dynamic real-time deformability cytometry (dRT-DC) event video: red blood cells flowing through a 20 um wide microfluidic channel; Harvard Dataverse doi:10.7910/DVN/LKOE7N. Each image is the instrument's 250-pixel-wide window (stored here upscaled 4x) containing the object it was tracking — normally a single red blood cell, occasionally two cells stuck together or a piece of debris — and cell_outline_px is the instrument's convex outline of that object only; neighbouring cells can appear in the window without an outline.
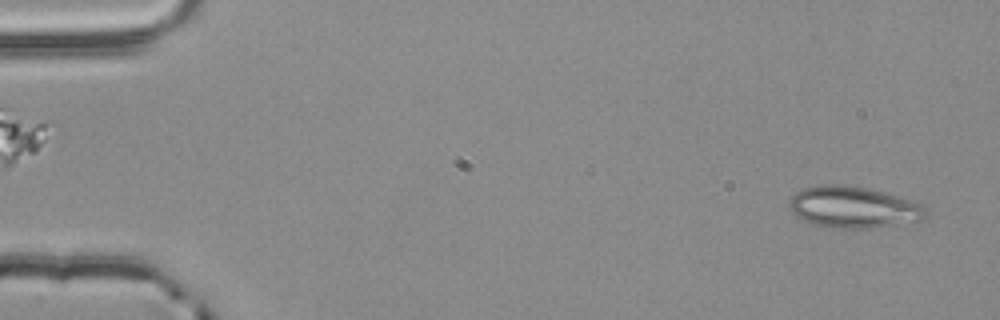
{"species": "common noctule bat (a hibernating species)", "species_latin": "Nyctalus noctula", "temperature_condition": "room temperature", "stored_images_in_passage": 53, "camera_frame_rate_fps": 3000, "um_per_image_px": 0.085, "animal": {"sex": "male", "body_mass_g": 20.4}, "frame": {"image": 1, "passage_image": 2, "time_ms": 0.333, "image_size_px": [1000, 320], "cell_outline_px": [[928, 216], [924, 220], [868, 228], [840, 228], [812, 224], [800, 220], [792, 212], [788, 204], [788, 200], [796, 192], [804, 188], [824, 184], [844, 184], [868, 188], [924, 204], [928, 212]], "centroid_in_image_um": [72.54, 17.61], "position_along_channel_um": 12.5, "area_um2": 33.18}}
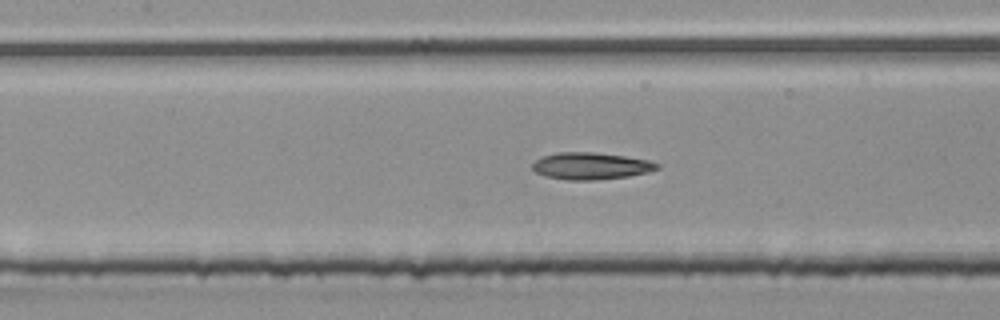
{"frame": {"image": 2, "passage_image": 24, "time_ms": 7.667, "image_size_px": [1000, 320], "cell_outline_px": [[660, 168], [648, 172], [628, 176], [592, 180], [568, 180], [544, 176], [536, 172], [532, 168], [532, 164], [540, 156], [556, 152], [592, 152], [624, 156], [648, 160], [660, 164]], "centroid_in_image_um": [50.19, 14.1], "position_along_channel_um": 157.2, "area_um2": 19.59}}
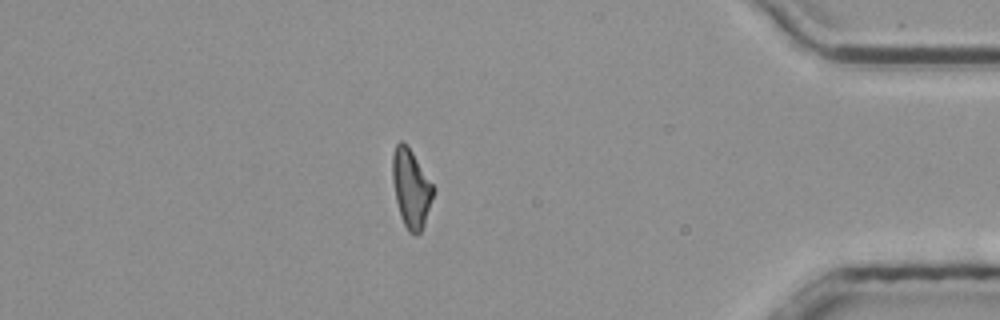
{"frame": {"image": 3, "passage_image": 46, "time_ms": 15.0, "image_size_px": [1000, 320], "cell_outline_px": [[436, 188], [424, 224], [420, 232], [416, 236], [408, 232], [400, 216], [396, 200], [392, 180], [392, 156], [396, 144], [400, 140], [412, 152]], "centroid_in_image_um": [34.95, 16.04], "position_along_channel_um": 400.3, "area_um2": 18.61}, "authors_computed_cell_mechanics": {"area_um2": 19.363, "velocity_mm_per_s": 3.8606, "shape_relaxation_time_tau1_ms": null, "shape_relaxation_time_tau2_ms": 8.5997, "deformation_change_tau1": null, "deformation_change_tau2": 0.2057}}